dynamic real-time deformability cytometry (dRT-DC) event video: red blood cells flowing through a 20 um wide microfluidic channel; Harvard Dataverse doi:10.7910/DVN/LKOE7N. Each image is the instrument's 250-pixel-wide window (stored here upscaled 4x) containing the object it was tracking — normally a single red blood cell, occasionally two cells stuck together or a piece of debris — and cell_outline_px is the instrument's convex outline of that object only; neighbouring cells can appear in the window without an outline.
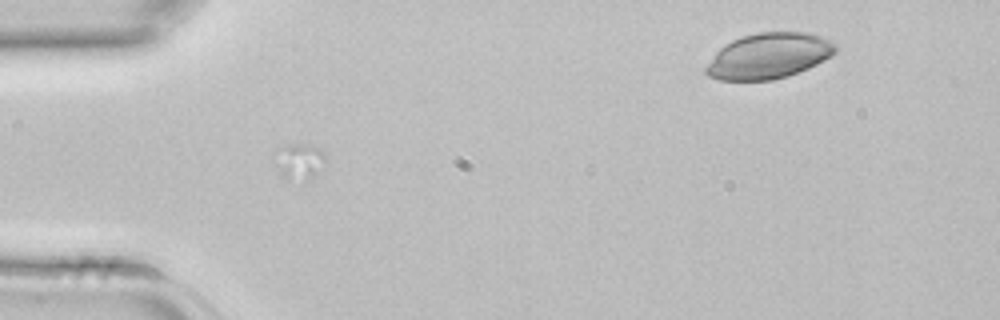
{"species": "common noctule bat (a hibernating species)", "species_latin": "Nyctalus noctula", "temperature_condition": "room temperature", "stored_images_in_passage": 12, "camera_frame_rate_fps": 3000, "um_per_image_px": 0.085, "animal": {"sex": "female", "body_mass_g": 22.7, "forearm_length_mm": 54.2}, "frame": {"image": 1, "passage_image": 9, "time_ms": 2.667, "image_size_px": [1000, 320], "cell_outline_px": [[324, 160], [316, 172], [312, 176], [288, 180], [280, 176], [272, 164], [272, 160], [280, 148], [288, 144], [304, 144], [320, 148], [324, 152]], "centroid_in_image_um": [25.32, 13.68], "position_along_channel_um": 59.7, "area_um2": 10.4}}